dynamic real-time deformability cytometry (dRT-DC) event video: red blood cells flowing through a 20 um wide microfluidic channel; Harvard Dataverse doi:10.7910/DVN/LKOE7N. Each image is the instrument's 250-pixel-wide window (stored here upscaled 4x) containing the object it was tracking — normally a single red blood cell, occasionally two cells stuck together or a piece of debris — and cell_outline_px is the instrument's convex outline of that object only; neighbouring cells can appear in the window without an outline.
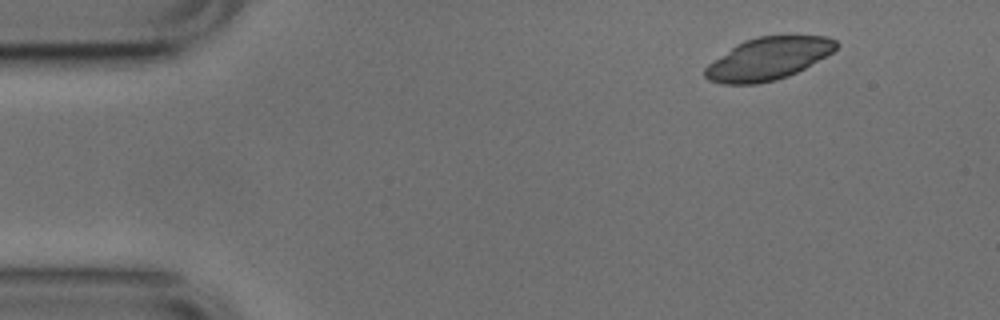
{"species": "common noctule bat (a hibernating species)", "species_latin": "Nyctalus noctula", "temperature_condition": "cold", "stored_images_in_passage": 48, "camera_frame_rate_fps": 3000, "um_per_image_px": 0.085, "animal": {"sex": "male", "body_mass_g": 17.9, "forearm_length_mm": 54.2}, "frame": {"image": 1, "passage_image": 1, "time_ms": 0.0, "image_size_px": [1000, 320], "cell_outline_px": [[840, 44], [832, 52], [804, 68], [788, 76], [776, 80], [756, 84], [724, 84], [708, 80], [704, 76], [704, 68], [708, 64], [736, 44], [744, 40], [756, 36], [828, 36], [836, 40]], "centroid_in_image_um": [65.27, 4.99], "position_along_channel_um": 19.7, "area_um2": 32.31}}